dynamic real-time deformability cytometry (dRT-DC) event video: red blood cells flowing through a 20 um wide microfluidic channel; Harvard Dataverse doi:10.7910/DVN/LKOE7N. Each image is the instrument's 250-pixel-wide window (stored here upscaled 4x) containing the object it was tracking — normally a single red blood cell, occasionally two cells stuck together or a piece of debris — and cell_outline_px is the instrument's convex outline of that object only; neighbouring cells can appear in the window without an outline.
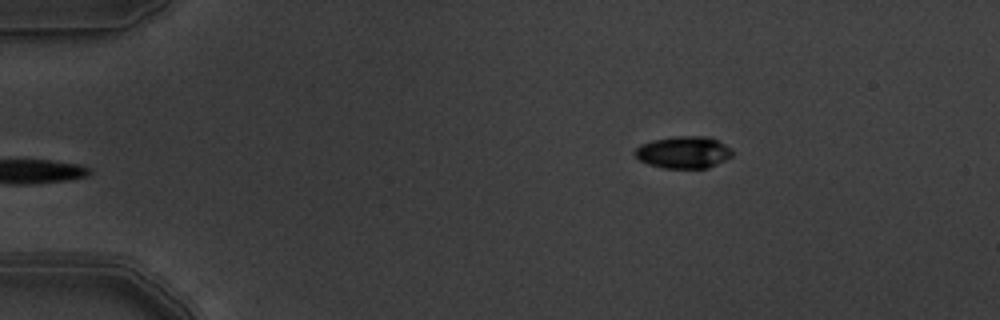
{"species": "common noctule bat (a hibernating species)", "species_latin": "Nyctalus noctula", "temperature_condition": "warm", "stored_images_in_passage": 4, "camera_frame_rate_fps": 3000, "um_per_image_px": 0.085, "animal": {"sex": "male", "body_mass_g": 19.5, "forearm_length_mm": 54.6}, "frame": {"image": 1, "passage_image": 4, "time_ms": 1.0, "image_size_px": [1000, 320], "cell_outline_px": [[732, 156], [708, 168], [664, 168], [648, 164], [640, 160], [632, 152], [640, 144], [652, 140], [672, 136], [708, 136], [724, 144], [732, 152]], "centroid_in_image_um": [58.05, 12.94], "position_along_channel_um": 26.9, "area_um2": 18.15}}